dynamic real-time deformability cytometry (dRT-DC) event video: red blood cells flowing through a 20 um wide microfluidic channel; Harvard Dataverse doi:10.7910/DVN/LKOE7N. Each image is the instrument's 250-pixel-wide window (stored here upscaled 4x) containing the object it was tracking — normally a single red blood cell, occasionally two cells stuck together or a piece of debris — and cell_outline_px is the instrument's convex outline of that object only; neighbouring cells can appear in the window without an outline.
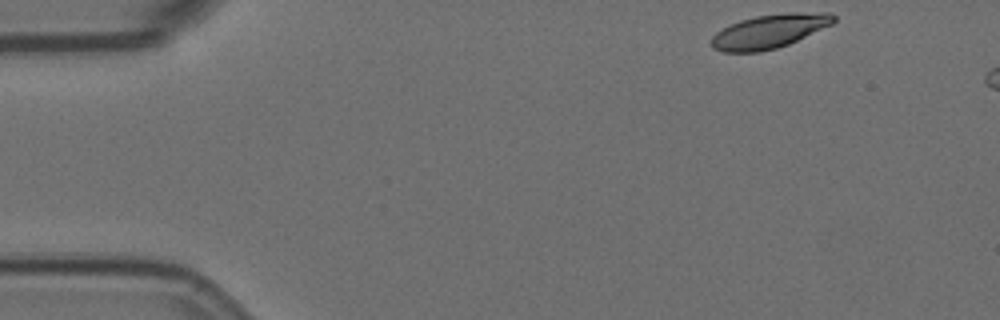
{"species": "Egyptian fruit bat (a non-hibernating species)", "species_latin": "Rousettus aegyptiacus", "temperature_condition": "room temperature", "stored_images_in_passage": 4, "camera_frame_rate_fps": 3000, "um_per_image_px": 0.085, "animal": {"sex": "female"}, "frame": {"image": 1, "passage_image": 1, "time_ms": 0.0, "image_size_px": [1000, 320], "cell_outline_px": [[836, 20], [832, 24], [788, 44], [776, 48], [760, 52], [724, 52], [712, 48], [712, 36], [716, 32], [740, 20], [756, 16], [788, 12], [828, 12], [836, 16]], "centroid_in_image_um": [65.41, 2.65], "position_along_channel_um": 19.6, "area_um2": 23.99}}
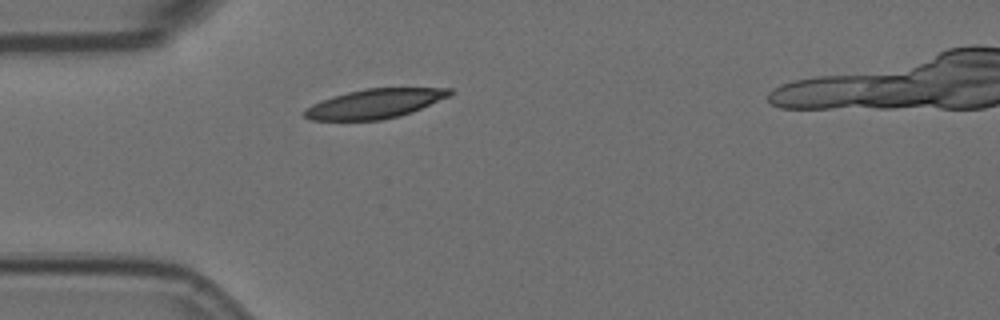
{"frame": {"image": 2, "passage_image": 4, "time_ms": 1.0, "image_size_px": [1000, 320], "cell_outline_px": [[456, 92], [448, 96], [412, 112], [400, 116], [380, 120], [308, 120], [300, 112], [304, 108], [312, 104], [332, 96], [364, 88], [452, 88]], "centroid_in_image_um": [31.81, 8.81], "position_along_channel_um": 53.2, "area_um2": 24.97}}